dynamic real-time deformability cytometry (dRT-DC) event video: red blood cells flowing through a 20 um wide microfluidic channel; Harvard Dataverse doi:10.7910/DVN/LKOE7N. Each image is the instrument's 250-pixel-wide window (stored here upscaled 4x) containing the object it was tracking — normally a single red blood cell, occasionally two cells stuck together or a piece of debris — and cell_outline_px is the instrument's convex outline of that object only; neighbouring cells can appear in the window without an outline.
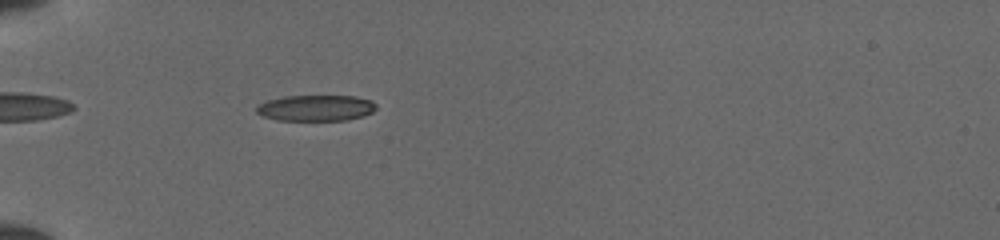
{"species": "common noctule bat (a hibernating species)", "species_latin": "Nyctalus noctula", "temperature_condition": "cold", "stored_images_in_passage": 38, "camera_frame_rate_fps": 3000, "um_per_image_px": 0.085, "animal": {"sex": "female", "body_mass_g": 19.5, "forearm_length_mm": 54.1}, "frame": {"image": 1, "passage_image": 5, "time_ms": 1.333, "image_size_px": [1000, 240], "cell_outline_px": [[376, 108], [372, 112], [364, 116], [348, 120], [276, 120], [264, 116], [256, 112], [256, 108], [260, 104], [268, 100], [284, 96], [356, 96], [372, 100], [376, 104]], "centroid_in_image_um": [26.89, 9.18], "position_along_channel_um": 58.1, "area_um2": 18.15}}
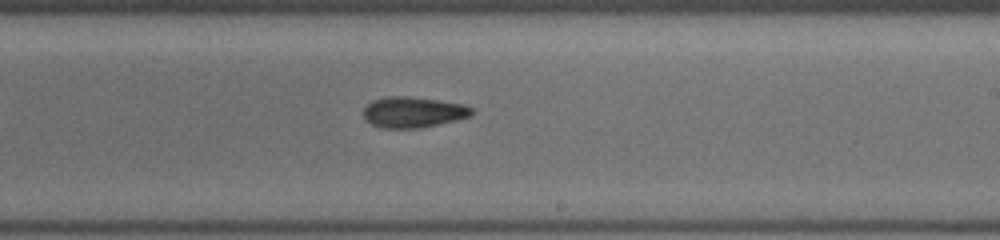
{"frame": {"image": 2, "passage_image": 20, "time_ms": 6.333, "image_size_px": [1000, 240], "cell_outline_px": [[476, 112], [472, 116], [456, 120], [420, 128], [380, 128], [372, 124], [364, 116], [364, 108], [372, 100], [388, 96], [404, 96], [436, 100], [464, 104], [472, 108]], "centroid_in_image_um": [35.15, 9.54], "position_along_channel_um": 253.8, "area_um2": 19.36}}
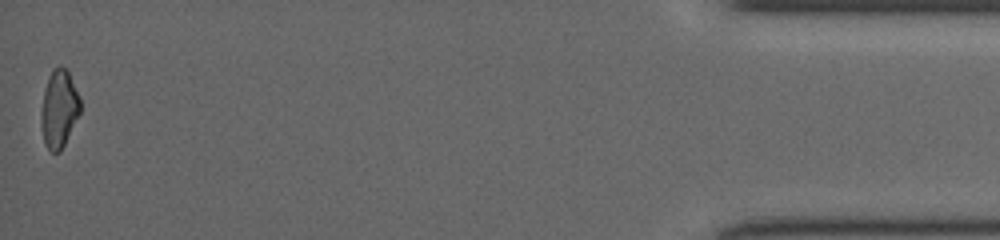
{"frame": {"image": 3, "passage_image": 38, "time_ms": 12.333, "image_size_px": [1000, 240], "cell_outline_px": [[80, 112], [60, 152], [52, 152], [44, 144], [40, 124], [40, 116], [44, 88], [48, 76], [52, 68], [60, 64], [68, 72], [80, 96]], "centroid_in_image_um": [4.99, 9.22], "position_along_channel_um": 430.2, "area_um2": 17.86}}